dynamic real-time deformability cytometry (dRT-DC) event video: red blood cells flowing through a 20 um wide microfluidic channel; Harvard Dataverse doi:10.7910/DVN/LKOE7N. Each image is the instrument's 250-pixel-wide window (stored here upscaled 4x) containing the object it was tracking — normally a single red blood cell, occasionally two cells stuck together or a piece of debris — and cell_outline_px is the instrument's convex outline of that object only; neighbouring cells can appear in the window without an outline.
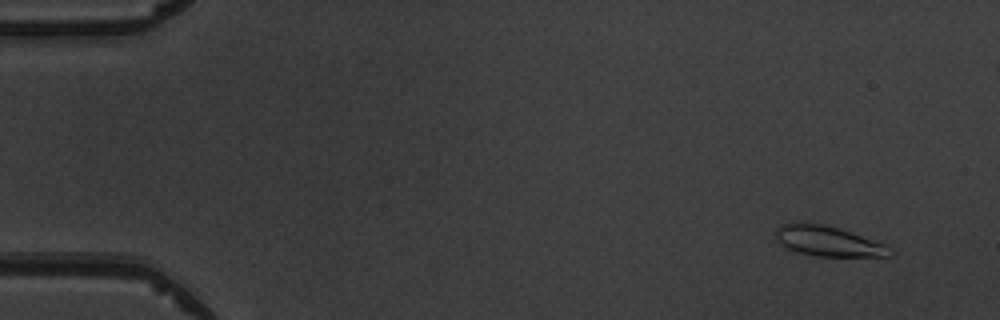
{"species": "common noctule bat (a hibernating species)", "species_latin": "Nyctalus noctula", "temperature_condition": "warm", "stored_images_in_passage": 8, "camera_frame_rate_fps": 3000, "um_per_image_px": 0.085, "animal": {"sex": "male", "body_mass_g": 19.5, "forearm_length_mm": 54.6}, "frame": {"image": 1, "passage_image": 1, "time_ms": 0.0, "image_size_px": [1000, 320], "cell_outline_px": [[896, 252], [892, 256], [816, 256], [800, 252], [788, 248], [776, 240], [776, 232], [784, 224], [820, 224], [836, 228], [884, 244]], "centroid_in_image_um": [70.45, 20.54], "position_along_channel_um": 14.6, "area_um2": 19.19}}
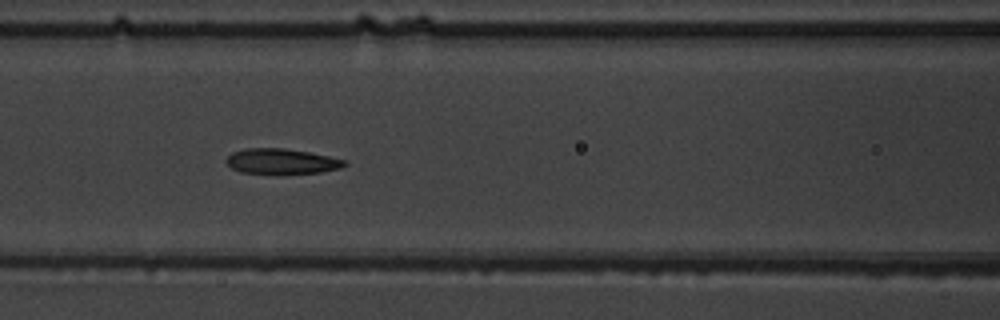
{"frame": {"image": 2, "passage_image": 6, "time_ms": 6.333, "image_size_px": [1000, 320], "cell_outline_px": [[348, 164], [340, 168], [320, 172], [280, 176], [276, 176], [240, 172], [232, 168], [224, 160], [232, 152], [248, 148], [284, 148], [308, 152], [328, 156], [344, 160]], "centroid_in_image_um": [23.9, 13.75], "position_along_channel_um": 142.7, "area_um2": 18.03}}
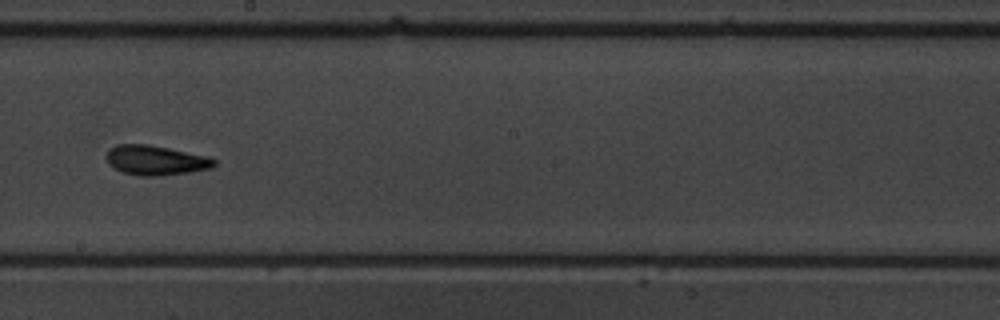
{"frame": {"image": 3, "passage_image": 8, "time_ms": 8.667, "image_size_px": [1000, 320], "cell_outline_px": [[216, 164], [212, 168], [192, 172], [160, 176], [140, 176], [124, 172], [108, 164], [104, 156], [108, 148], [116, 144], [148, 144], [208, 156], [216, 160]], "centroid_in_image_um": [13.21, 13.62], "position_along_channel_um": 235.0, "area_um2": 18.9}}